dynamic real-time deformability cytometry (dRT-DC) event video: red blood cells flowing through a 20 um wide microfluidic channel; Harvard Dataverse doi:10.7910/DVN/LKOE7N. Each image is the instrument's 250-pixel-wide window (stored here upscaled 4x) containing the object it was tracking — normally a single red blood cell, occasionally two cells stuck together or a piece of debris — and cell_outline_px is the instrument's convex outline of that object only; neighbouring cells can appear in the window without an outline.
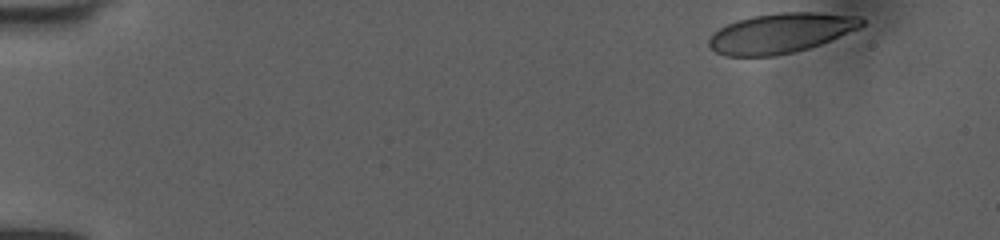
{"species": "human", "species_latin": "Homo sapiens", "temperature_condition": "room temperature", "stored_images_in_passage": 48, "camera_frame_rate_fps": 3000, "um_per_image_px": 0.085, "donor": {"sex": "female"}, "frame": {"image": 1, "passage_image": 1, "time_ms": 0.0, "image_size_px": [1000, 240], "cell_outline_px": [[864, 24], [860, 28], [820, 44], [808, 48], [776, 56], [724, 56], [716, 52], [708, 44], [708, 40], [720, 28], [736, 20], [752, 16], [780, 12], [820, 12], [860, 16], [864, 20]], "centroid_in_image_um": [66.39, 2.8], "position_along_channel_um": 18.6, "area_um2": 35.43}}
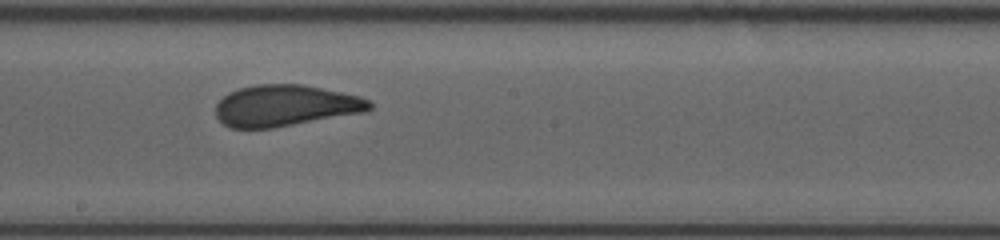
{"frame": {"image": 2, "passage_image": 26, "time_ms": 8.333, "image_size_px": [1000, 240], "cell_outline_px": [[372, 108], [364, 112], [272, 128], [232, 128], [224, 124], [216, 116], [216, 104], [228, 92], [240, 88], [256, 84], [304, 84], [360, 96], [368, 100], [372, 104]], "centroid_in_image_um": [24.24, 8.97], "position_along_channel_um": 224.0, "area_um2": 36.93}}
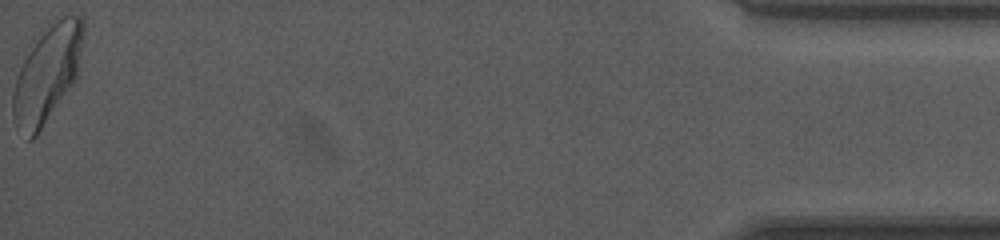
{"frame": {"image": 3, "passage_image": 48, "time_ms": 15.667, "image_size_px": [1000, 240], "cell_outline_px": [[84, 32], [76, 80], [36, 136], [32, 140], [28, 140], [16, 128], [12, 116], [12, 92], [16, 76], [28, 52], [40, 36], [56, 20], [64, 16], [80, 16], [84, 20]], "centroid_in_image_um": [3.99, 6.35], "position_along_channel_um": 431.2, "area_um2": 39.19}, "authors_computed_cell_mechanics": {"area_um2": 37.0498, "velocity_mm_per_s": 4.0056, "shape_relaxation_time_tau1_ms": 8.308, "shape_relaxation_time_tau2_ms": null, "deformation_change_tau1": 0.2034, "deformation_change_tau2": null}}